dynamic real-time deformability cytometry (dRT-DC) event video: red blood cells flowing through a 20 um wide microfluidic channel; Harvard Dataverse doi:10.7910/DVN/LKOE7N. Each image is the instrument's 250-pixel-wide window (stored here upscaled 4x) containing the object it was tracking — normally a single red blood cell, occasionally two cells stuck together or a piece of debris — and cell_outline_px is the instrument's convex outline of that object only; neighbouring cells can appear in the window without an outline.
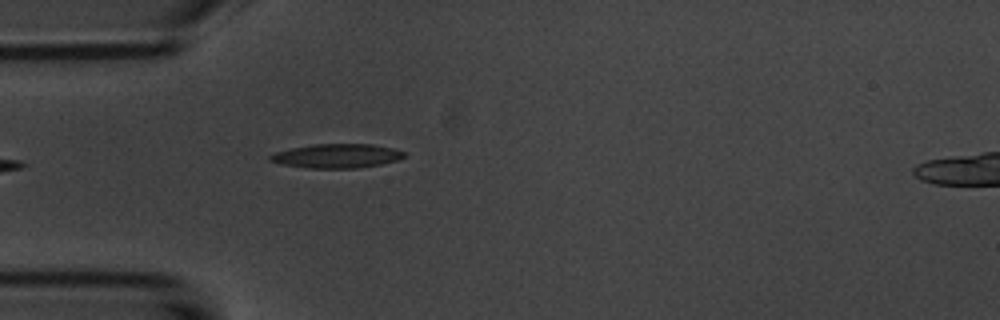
{"species": "common noctule bat (a hibernating species)", "species_latin": "Nyctalus noctula", "temperature_condition": "room temperature", "stored_images_in_passage": 4, "camera_frame_rate_fps": 3000, "um_per_image_px": 0.085, "animal": {"sex": "male", "body_mass_g": 20.1, "forearm_length_mm": 53.5}, "frame": {"image": 1, "passage_image": 4, "time_ms": 4.333, "image_size_px": [1000, 320], "cell_outline_px": [[404, 156], [396, 160], [380, 164], [356, 168], [312, 168], [284, 164], [268, 160], [268, 156], [276, 152], [292, 148], [312, 144], [372, 144], [392, 148], [404, 152]], "centroid_in_image_um": [28.61, 13.24], "position_along_channel_um": 56.4, "area_um2": 18.5}}